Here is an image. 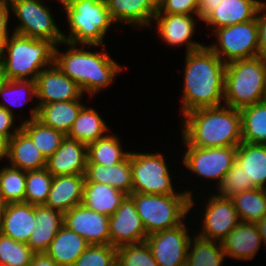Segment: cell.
<instances>
[{
    "label": "cell",
    "instance_id": "1",
    "mask_svg": "<svg viewBox=\"0 0 266 266\" xmlns=\"http://www.w3.org/2000/svg\"><path fill=\"white\" fill-rule=\"evenodd\" d=\"M181 114L224 104V63L207 45L185 53Z\"/></svg>",
    "mask_w": 266,
    "mask_h": 266
},
{
    "label": "cell",
    "instance_id": "2",
    "mask_svg": "<svg viewBox=\"0 0 266 266\" xmlns=\"http://www.w3.org/2000/svg\"><path fill=\"white\" fill-rule=\"evenodd\" d=\"M67 45V50H60V45ZM63 42L55 47L54 63L59 69L74 81L83 94L95 96L115 83V79L123 66L110 57L103 45L102 50L91 51L86 45ZM62 51V52H61ZM101 90V91H100Z\"/></svg>",
    "mask_w": 266,
    "mask_h": 266
},
{
    "label": "cell",
    "instance_id": "3",
    "mask_svg": "<svg viewBox=\"0 0 266 266\" xmlns=\"http://www.w3.org/2000/svg\"><path fill=\"white\" fill-rule=\"evenodd\" d=\"M183 138L190 146L233 147L242 143L241 113L227 105L197 108L183 115Z\"/></svg>",
    "mask_w": 266,
    "mask_h": 266
},
{
    "label": "cell",
    "instance_id": "4",
    "mask_svg": "<svg viewBox=\"0 0 266 266\" xmlns=\"http://www.w3.org/2000/svg\"><path fill=\"white\" fill-rule=\"evenodd\" d=\"M55 47L50 40L12 32L3 43L0 59L7 80H36L43 69L54 64Z\"/></svg>",
    "mask_w": 266,
    "mask_h": 266
},
{
    "label": "cell",
    "instance_id": "5",
    "mask_svg": "<svg viewBox=\"0 0 266 266\" xmlns=\"http://www.w3.org/2000/svg\"><path fill=\"white\" fill-rule=\"evenodd\" d=\"M63 6L67 21L68 35L63 33L64 42L86 45L88 48L102 47L113 22L107 1L95 0H57Z\"/></svg>",
    "mask_w": 266,
    "mask_h": 266
},
{
    "label": "cell",
    "instance_id": "6",
    "mask_svg": "<svg viewBox=\"0 0 266 266\" xmlns=\"http://www.w3.org/2000/svg\"><path fill=\"white\" fill-rule=\"evenodd\" d=\"M266 100V62L261 57L226 63L224 105L234 109Z\"/></svg>",
    "mask_w": 266,
    "mask_h": 266
},
{
    "label": "cell",
    "instance_id": "7",
    "mask_svg": "<svg viewBox=\"0 0 266 266\" xmlns=\"http://www.w3.org/2000/svg\"><path fill=\"white\" fill-rule=\"evenodd\" d=\"M137 213L144 224L147 235L181 225L190 214L189 194H142L132 193Z\"/></svg>",
    "mask_w": 266,
    "mask_h": 266
},
{
    "label": "cell",
    "instance_id": "8",
    "mask_svg": "<svg viewBox=\"0 0 266 266\" xmlns=\"http://www.w3.org/2000/svg\"><path fill=\"white\" fill-rule=\"evenodd\" d=\"M130 165L132 168V193L142 194H189L191 196V209L196 201L191 190H177L173 186V178L167 165L164 154L155 152H130ZM175 188V189H174ZM179 192H177V191ZM176 191V192H175ZM193 192V193H192ZM195 202V203H194Z\"/></svg>",
    "mask_w": 266,
    "mask_h": 266
},
{
    "label": "cell",
    "instance_id": "9",
    "mask_svg": "<svg viewBox=\"0 0 266 266\" xmlns=\"http://www.w3.org/2000/svg\"><path fill=\"white\" fill-rule=\"evenodd\" d=\"M11 16L18 19L12 32L36 39H47L56 46L64 42L49 5L43 0H10ZM13 13V14H12Z\"/></svg>",
    "mask_w": 266,
    "mask_h": 266
},
{
    "label": "cell",
    "instance_id": "10",
    "mask_svg": "<svg viewBox=\"0 0 266 266\" xmlns=\"http://www.w3.org/2000/svg\"><path fill=\"white\" fill-rule=\"evenodd\" d=\"M211 33L218 41L208 47L224 62L258 56V24L256 17L248 22L218 28Z\"/></svg>",
    "mask_w": 266,
    "mask_h": 266
},
{
    "label": "cell",
    "instance_id": "11",
    "mask_svg": "<svg viewBox=\"0 0 266 266\" xmlns=\"http://www.w3.org/2000/svg\"><path fill=\"white\" fill-rule=\"evenodd\" d=\"M186 147L182 155V164L193 175L213 180L218 185L236 161L238 146L233 147H196L190 146L183 138Z\"/></svg>",
    "mask_w": 266,
    "mask_h": 266
},
{
    "label": "cell",
    "instance_id": "12",
    "mask_svg": "<svg viewBox=\"0 0 266 266\" xmlns=\"http://www.w3.org/2000/svg\"><path fill=\"white\" fill-rule=\"evenodd\" d=\"M36 103L31 108L28 119L24 117V121L37 118L38 106L59 101H72L79 99L83 93L79 86L64 74L54 63L43 69L36 78Z\"/></svg>",
    "mask_w": 266,
    "mask_h": 266
},
{
    "label": "cell",
    "instance_id": "13",
    "mask_svg": "<svg viewBox=\"0 0 266 266\" xmlns=\"http://www.w3.org/2000/svg\"><path fill=\"white\" fill-rule=\"evenodd\" d=\"M185 221L177 227L150 234L146 242L159 266H185L191 232Z\"/></svg>",
    "mask_w": 266,
    "mask_h": 266
},
{
    "label": "cell",
    "instance_id": "14",
    "mask_svg": "<svg viewBox=\"0 0 266 266\" xmlns=\"http://www.w3.org/2000/svg\"><path fill=\"white\" fill-rule=\"evenodd\" d=\"M210 194H208L209 200L203 204L204 214L200 216L201 229L199 228L196 234L205 239L222 242L238 225L240 219L232 199Z\"/></svg>",
    "mask_w": 266,
    "mask_h": 266
},
{
    "label": "cell",
    "instance_id": "15",
    "mask_svg": "<svg viewBox=\"0 0 266 266\" xmlns=\"http://www.w3.org/2000/svg\"><path fill=\"white\" fill-rule=\"evenodd\" d=\"M147 236L134 200L126 196L115 213L109 216L110 245L118 248L142 243L146 241Z\"/></svg>",
    "mask_w": 266,
    "mask_h": 266
},
{
    "label": "cell",
    "instance_id": "16",
    "mask_svg": "<svg viewBox=\"0 0 266 266\" xmlns=\"http://www.w3.org/2000/svg\"><path fill=\"white\" fill-rule=\"evenodd\" d=\"M199 20L201 21L199 16L156 13L151 26L157 25L156 33L158 36L160 35L159 38L162 39L163 43L165 42L166 45L174 48L185 45V53H187L205 46L200 41L192 40V36L196 33L195 27L198 24L196 21Z\"/></svg>",
    "mask_w": 266,
    "mask_h": 266
},
{
    "label": "cell",
    "instance_id": "17",
    "mask_svg": "<svg viewBox=\"0 0 266 266\" xmlns=\"http://www.w3.org/2000/svg\"><path fill=\"white\" fill-rule=\"evenodd\" d=\"M63 225L83 237L89 245H108L109 217L82 204L64 213Z\"/></svg>",
    "mask_w": 266,
    "mask_h": 266
},
{
    "label": "cell",
    "instance_id": "18",
    "mask_svg": "<svg viewBox=\"0 0 266 266\" xmlns=\"http://www.w3.org/2000/svg\"><path fill=\"white\" fill-rule=\"evenodd\" d=\"M35 227V205L25 202L4 204L0 213L1 234L27 244Z\"/></svg>",
    "mask_w": 266,
    "mask_h": 266
},
{
    "label": "cell",
    "instance_id": "19",
    "mask_svg": "<svg viewBox=\"0 0 266 266\" xmlns=\"http://www.w3.org/2000/svg\"><path fill=\"white\" fill-rule=\"evenodd\" d=\"M87 162V145L66 136L57 151L47 159L46 169L53 177L85 174Z\"/></svg>",
    "mask_w": 266,
    "mask_h": 266
},
{
    "label": "cell",
    "instance_id": "20",
    "mask_svg": "<svg viewBox=\"0 0 266 266\" xmlns=\"http://www.w3.org/2000/svg\"><path fill=\"white\" fill-rule=\"evenodd\" d=\"M107 7L113 22L136 28H152V21L158 11L153 0H107ZM118 23V24H117Z\"/></svg>",
    "mask_w": 266,
    "mask_h": 266
},
{
    "label": "cell",
    "instance_id": "21",
    "mask_svg": "<svg viewBox=\"0 0 266 266\" xmlns=\"http://www.w3.org/2000/svg\"><path fill=\"white\" fill-rule=\"evenodd\" d=\"M262 244L255 222L244 221H240L221 242L226 257L239 261L252 260Z\"/></svg>",
    "mask_w": 266,
    "mask_h": 266
},
{
    "label": "cell",
    "instance_id": "22",
    "mask_svg": "<svg viewBox=\"0 0 266 266\" xmlns=\"http://www.w3.org/2000/svg\"><path fill=\"white\" fill-rule=\"evenodd\" d=\"M263 0H222L203 20L211 30L248 22L256 17Z\"/></svg>",
    "mask_w": 266,
    "mask_h": 266
},
{
    "label": "cell",
    "instance_id": "23",
    "mask_svg": "<svg viewBox=\"0 0 266 266\" xmlns=\"http://www.w3.org/2000/svg\"><path fill=\"white\" fill-rule=\"evenodd\" d=\"M84 174L53 177L45 206L63 214L82 203Z\"/></svg>",
    "mask_w": 266,
    "mask_h": 266
},
{
    "label": "cell",
    "instance_id": "24",
    "mask_svg": "<svg viewBox=\"0 0 266 266\" xmlns=\"http://www.w3.org/2000/svg\"><path fill=\"white\" fill-rule=\"evenodd\" d=\"M84 176V182L107 184L127 196L132 194L133 177L130 154L122 162L112 166L87 164Z\"/></svg>",
    "mask_w": 266,
    "mask_h": 266
},
{
    "label": "cell",
    "instance_id": "25",
    "mask_svg": "<svg viewBox=\"0 0 266 266\" xmlns=\"http://www.w3.org/2000/svg\"><path fill=\"white\" fill-rule=\"evenodd\" d=\"M8 165L24 171L46 168L47 159L33 141L20 129L8 141Z\"/></svg>",
    "mask_w": 266,
    "mask_h": 266
},
{
    "label": "cell",
    "instance_id": "26",
    "mask_svg": "<svg viewBox=\"0 0 266 266\" xmlns=\"http://www.w3.org/2000/svg\"><path fill=\"white\" fill-rule=\"evenodd\" d=\"M64 214L58 210L35 205L36 227L33 230L28 245L35 253H45L55 235L63 226Z\"/></svg>",
    "mask_w": 266,
    "mask_h": 266
},
{
    "label": "cell",
    "instance_id": "27",
    "mask_svg": "<svg viewBox=\"0 0 266 266\" xmlns=\"http://www.w3.org/2000/svg\"><path fill=\"white\" fill-rule=\"evenodd\" d=\"M84 96L83 94L79 99L72 101L37 105V119L67 136L81 109L85 106L81 103Z\"/></svg>",
    "mask_w": 266,
    "mask_h": 266
},
{
    "label": "cell",
    "instance_id": "28",
    "mask_svg": "<svg viewBox=\"0 0 266 266\" xmlns=\"http://www.w3.org/2000/svg\"><path fill=\"white\" fill-rule=\"evenodd\" d=\"M88 246L83 237L63 225L45 253L60 266H72Z\"/></svg>",
    "mask_w": 266,
    "mask_h": 266
},
{
    "label": "cell",
    "instance_id": "29",
    "mask_svg": "<svg viewBox=\"0 0 266 266\" xmlns=\"http://www.w3.org/2000/svg\"><path fill=\"white\" fill-rule=\"evenodd\" d=\"M126 196L110 185L84 182L81 204L109 217L115 213Z\"/></svg>",
    "mask_w": 266,
    "mask_h": 266
},
{
    "label": "cell",
    "instance_id": "30",
    "mask_svg": "<svg viewBox=\"0 0 266 266\" xmlns=\"http://www.w3.org/2000/svg\"><path fill=\"white\" fill-rule=\"evenodd\" d=\"M236 161L257 188L266 187V145L240 143Z\"/></svg>",
    "mask_w": 266,
    "mask_h": 266
},
{
    "label": "cell",
    "instance_id": "31",
    "mask_svg": "<svg viewBox=\"0 0 266 266\" xmlns=\"http://www.w3.org/2000/svg\"><path fill=\"white\" fill-rule=\"evenodd\" d=\"M109 130L111 129L100 116L97 109L86 105L81 109L67 137L88 145L105 137Z\"/></svg>",
    "mask_w": 266,
    "mask_h": 266
},
{
    "label": "cell",
    "instance_id": "32",
    "mask_svg": "<svg viewBox=\"0 0 266 266\" xmlns=\"http://www.w3.org/2000/svg\"><path fill=\"white\" fill-rule=\"evenodd\" d=\"M193 234L185 266H221L227 259L221 242L202 238L196 232Z\"/></svg>",
    "mask_w": 266,
    "mask_h": 266
},
{
    "label": "cell",
    "instance_id": "33",
    "mask_svg": "<svg viewBox=\"0 0 266 266\" xmlns=\"http://www.w3.org/2000/svg\"><path fill=\"white\" fill-rule=\"evenodd\" d=\"M120 141L122 142L116 134L108 133L105 137L88 144L87 164L112 166L122 162L130 151L124 150Z\"/></svg>",
    "mask_w": 266,
    "mask_h": 266
},
{
    "label": "cell",
    "instance_id": "34",
    "mask_svg": "<svg viewBox=\"0 0 266 266\" xmlns=\"http://www.w3.org/2000/svg\"><path fill=\"white\" fill-rule=\"evenodd\" d=\"M242 142L266 145V100L240 109Z\"/></svg>",
    "mask_w": 266,
    "mask_h": 266
},
{
    "label": "cell",
    "instance_id": "35",
    "mask_svg": "<svg viewBox=\"0 0 266 266\" xmlns=\"http://www.w3.org/2000/svg\"><path fill=\"white\" fill-rule=\"evenodd\" d=\"M21 130L33 141L41 153L48 159L60 147L66 137L62 132L46 126L37 118L29 121H20Z\"/></svg>",
    "mask_w": 266,
    "mask_h": 266
},
{
    "label": "cell",
    "instance_id": "36",
    "mask_svg": "<svg viewBox=\"0 0 266 266\" xmlns=\"http://www.w3.org/2000/svg\"><path fill=\"white\" fill-rule=\"evenodd\" d=\"M34 98H37L36 80H7L0 90V107L15 116L13 107L17 110L18 107L34 101Z\"/></svg>",
    "mask_w": 266,
    "mask_h": 266
},
{
    "label": "cell",
    "instance_id": "37",
    "mask_svg": "<svg viewBox=\"0 0 266 266\" xmlns=\"http://www.w3.org/2000/svg\"><path fill=\"white\" fill-rule=\"evenodd\" d=\"M234 202L240 221L256 222L266 216V193L264 188H255L235 195Z\"/></svg>",
    "mask_w": 266,
    "mask_h": 266
},
{
    "label": "cell",
    "instance_id": "38",
    "mask_svg": "<svg viewBox=\"0 0 266 266\" xmlns=\"http://www.w3.org/2000/svg\"><path fill=\"white\" fill-rule=\"evenodd\" d=\"M26 171L5 165L0 169V197L4 204L25 202Z\"/></svg>",
    "mask_w": 266,
    "mask_h": 266
},
{
    "label": "cell",
    "instance_id": "39",
    "mask_svg": "<svg viewBox=\"0 0 266 266\" xmlns=\"http://www.w3.org/2000/svg\"><path fill=\"white\" fill-rule=\"evenodd\" d=\"M53 175L46 169L26 171L25 203L45 205Z\"/></svg>",
    "mask_w": 266,
    "mask_h": 266
},
{
    "label": "cell",
    "instance_id": "40",
    "mask_svg": "<svg viewBox=\"0 0 266 266\" xmlns=\"http://www.w3.org/2000/svg\"><path fill=\"white\" fill-rule=\"evenodd\" d=\"M34 254L28 244L0 233V266H29Z\"/></svg>",
    "mask_w": 266,
    "mask_h": 266
},
{
    "label": "cell",
    "instance_id": "41",
    "mask_svg": "<svg viewBox=\"0 0 266 266\" xmlns=\"http://www.w3.org/2000/svg\"><path fill=\"white\" fill-rule=\"evenodd\" d=\"M215 195L222 198H233L235 195L257 188L248 180L243 168L235 161L231 169L226 173L221 182L215 186Z\"/></svg>",
    "mask_w": 266,
    "mask_h": 266
},
{
    "label": "cell",
    "instance_id": "42",
    "mask_svg": "<svg viewBox=\"0 0 266 266\" xmlns=\"http://www.w3.org/2000/svg\"><path fill=\"white\" fill-rule=\"evenodd\" d=\"M116 264L118 266H159L146 241L118 247Z\"/></svg>",
    "mask_w": 266,
    "mask_h": 266
},
{
    "label": "cell",
    "instance_id": "43",
    "mask_svg": "<svg viewBox=\"0 0 266 266\" xmlns=\"http://www.w3.org/2000/svg\"><path fill=\"white\" fill-rule=\"evenodd\" d=\"M117 248L108 245H89L72 266H114Z\"/></svg>",
    "mask_w": 266,
    "mask_h": 266
},
{
    "label": "cell",
    "instance_id": "44",
    "mask_svg": "<svg viewBox=\"0 0 266 266\" xmlns=\"http://www.w3.org/2000/svg\"><path fill=\"white\" fill-rule=\"evenodd\" d=\"M157 13L199 16L198 0H165Z\"/></svg>",
    "mask_w": 266,
    "mask_h": 266
},
{
    "label": "cell",
    "instance_id": "45",
    "mask_svg": "<svg viewBox=\"0 0 266 266\" xmlns=\"http://www.w3.org/2000/svg\"><path fill=\"white\" fill-rule=\"evenodd\" d=\"M256 19L258 24V57L266 62V1L259 6Z\"/></svg>",
    "mask_w": 266,
    "mask_h": 266
},
{
    "label": "cell",
    "instance_id": "46",
    "mask_svg": "<svg viewBox=\"0 0 266 266\" xmlns=\"http://www.w3.org/2000/svg\"><path fill=\"white\" fill-rule=\"evenodd\" d=\"M16 117L17 115L14 116L6 109L0 107V135L4 136L8 141L21 129V125H14L16 124Z\"/></svg>",
    "mask_w": 266,
    "mask_h": 266
},
{
    "label": "cell",
    "instance_id": "47",
    "mask_svg": "<svg viewBox=\"0 0 266 266\" xmlns=\"http://www.w3.org/2000/svg\"><path fill=\"white\" fill-rule=\"evenodd\" d=\"M10 3L7 0H0V43L3 45L5 40L9 37L10 31Z\"/></svg>",
    "mask_w": 266,
    "mask_h": 266
},
{
    "label": "cell",
    "instance_id": "48",
    "mask_svg": "<svg viewBox=\"0 0 266 266\" xmlns=\"http://www.w3.org/2000/svg\"><path fill=\"white\" fill-rule=\"evenodd\" d=\"M222 0H198L199 17L202 20L214 9Z\"/></svg>",
    "mask_w": 266,
    "mask_h": 266
},
{
    "label": "cell",
    "instance_id": "49",
    "mask_svg": "<svg viewBox=\"0 0 266 266\" xmlns=\"http://www.w3.org/2000/svg\"><path fill=\"white\" fill-rule=\"evenodd\" d=\"M29 266H60L46 253H35Z\"/></svg>",
    "mask_w": 266,
    "mask_h": 266
},
{
    "label": "cell",
    "instance_id": "50",
    "mask_svg": "<svg viewBox=\"0 0 266 266\" xmlns=\"http://www.w3.org/2000/svg\"><path fill=\"white\" fill-rule=\"evenodd\" d=\"M255 224L262 238L263 246L266 247V216L256 221Z\"/></svg>",
    "mask_w": 266,
    "mask_h": 266
},
{
    "label": "cell",
    "instance_id": "51",
    "mask_svg": "<svg viewBox=\"0 0 266 266\" xmlns=\"http://www.w3.org/2000/svg\"><path fill=\"white\" fill-rule=\"evenodd\" d=\"M8 156V140L0 135V161L7 160Z\"/></svg>",
    "mask_w": 266,
    "mask_h": 266
},
{
    "label": "cell",
    "instance_id": "52",
    "mask_svg": "<svg viewBox=\"0 0 266 266\" xmlns=\"http://www.w3.org/2000/svg\"><path fill=\"white\" fill-rule=\"evenodd\" d=\"M6 81H7V78H6V75L4 73L3 66H2V64L0 62V90L4 86V84L6 83Z\"/></svg>",
    "mask_w": 266,
    "mask_h": 266
},
{
    "label": "cell",
    "instance_id": "53",
    "mask_svg": "<svg viewBox=\"0 0 266 266\" xmlns=\"http://www.w3.org/2000/svg\"><path fill=\"white\" fill-rule=\"evenodd\" d=\"M165 0H153V2L155 3V5L159 8L161 6V4L164 2Z\"/></svg>",
    "mask_w": 266,
    "mask_h": 266
},
{
    "label": "cell",
    "instance_id": "54",
    "mask_svg": "<svg viewBox=\"0 0 266 266\" xmlns=\"http://www.w3.org/2000/svg\"><path fill=\"white\" fill-rule=\"evenodd\" d=\"M3 207H4V203L2 202L1 197H0V213H1L2 209H3Z\"/></svg>",
    "mask_w": 266,
    "mask_h": 266
},
{
    "label": "cell",
    "instance_id": "55",
    "mask_svg": "<svg viewBox=\"0 0 266 266\" xmlns=\"http://www.w3.org/2000/svg\"><path fill=\"white\" fill-rule=\"evenodd\" d=\"M2 48H3V45L0 43V59H1V54H2Z\"/></svg>",
    "mask_w": 266,
    "mask_h": 266
}]
</instances>
